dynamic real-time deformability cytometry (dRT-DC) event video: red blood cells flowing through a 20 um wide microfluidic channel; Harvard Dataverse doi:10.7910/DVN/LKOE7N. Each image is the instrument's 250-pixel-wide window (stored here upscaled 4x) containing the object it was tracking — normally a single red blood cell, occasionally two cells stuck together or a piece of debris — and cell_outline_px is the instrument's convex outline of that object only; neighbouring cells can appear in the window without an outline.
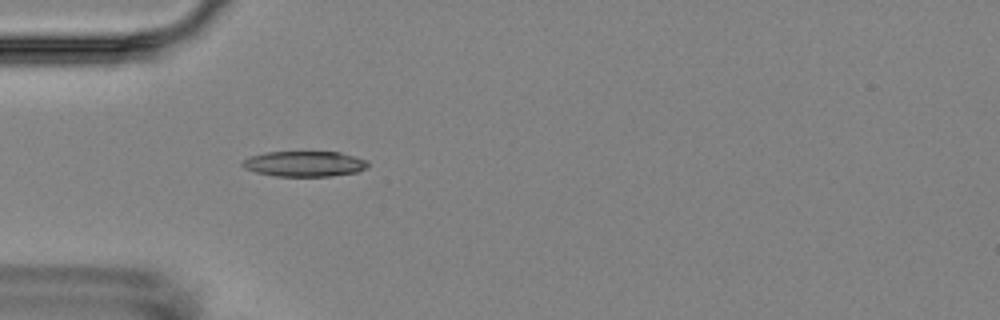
{"species": "Egyptian fruit bat (a non-hibernating species)", "species_latin": "Rousettus aegyptiacus", "temperature_condition": "room temperature", "stored_images_in_passage": 2, "camera_frame_rate_fps": 3000, "um_per_image_px": 0.085, "animal": {"sex": "female"}, "frame": {"image": 1, "passage_image": 2, "time_ms": 1.333, "image_size_px": [1000, 320], "cell_outline_px": [[368, 168], [356, 172], [332, 176], [276, 176], [256, 172], [244, 168], [240, 164], [248, 156], [264, 152], [340, 152], [368, 160]], "centroid_in_image_um": [25.88, 13.92], "position_along_channel_um": 59.1, "area_um2": 18.73}}